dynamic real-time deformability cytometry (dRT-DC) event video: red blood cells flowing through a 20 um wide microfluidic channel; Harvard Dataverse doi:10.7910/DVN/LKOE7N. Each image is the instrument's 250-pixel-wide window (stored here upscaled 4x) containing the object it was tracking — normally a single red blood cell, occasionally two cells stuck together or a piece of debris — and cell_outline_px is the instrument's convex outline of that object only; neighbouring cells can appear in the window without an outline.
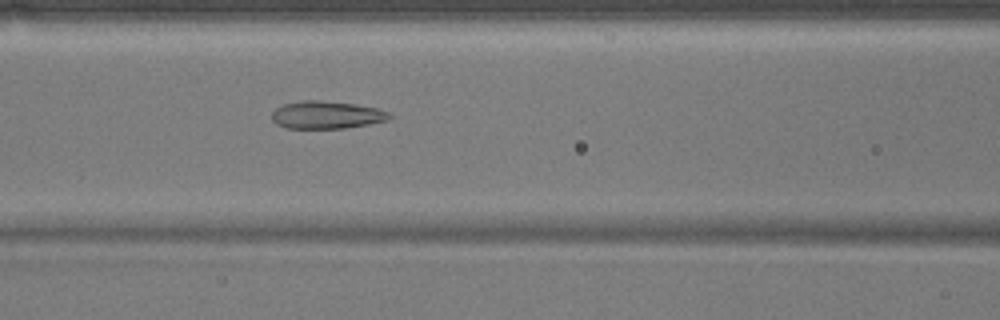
{"species": "common noctule bat (a hibernating species)", "species_latin": "Nyctalus noctula", "temperature_condition": "warm", "stored_images_in_passage": 42, "camera_frame_rate_fps": 3000, "um_per_image_px": 0.085, "animal": {"sex": "male", "body_mass_g": 17.9}, "frame": {"image": 1, "passage_image": 11, "time_ms": 3.333, "image_size_px": [1000, 320], "cell_outline_px": [[392, 116], [388, 120], [368, 124], [344, 128], [284, 128], [276, 124], [272, 120], [272, 112], [276, 108], [284, 104], [304, 100], [320, 100], [356, 104], [376, 108], [388, 112]], "centroid_in_image_um": [27.73, 9.77], "position_along_channel_um": 138.9, "area_um2": 18.9}}
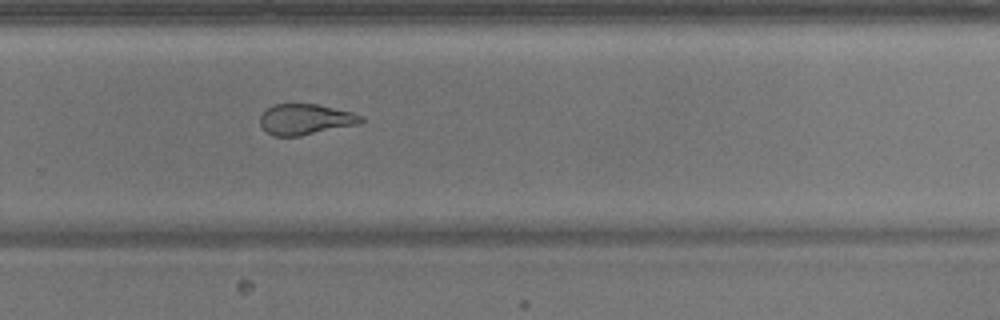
{"frame": {"image": 2, "passage_image": 24, "time_ms": 7.667, "image_size_px": [1000, 320], "cell_outline_px": [[364, 120], [356, 124], [300, 136], [272, 136], [260, 124], [260, 116], [272, 104], [316, 104], [352, 112], [364, 116]], "centroid_in_image_um": [25.95, 10.14], "position_along_channel_um": 303.9, "area_um2": 17.86}}
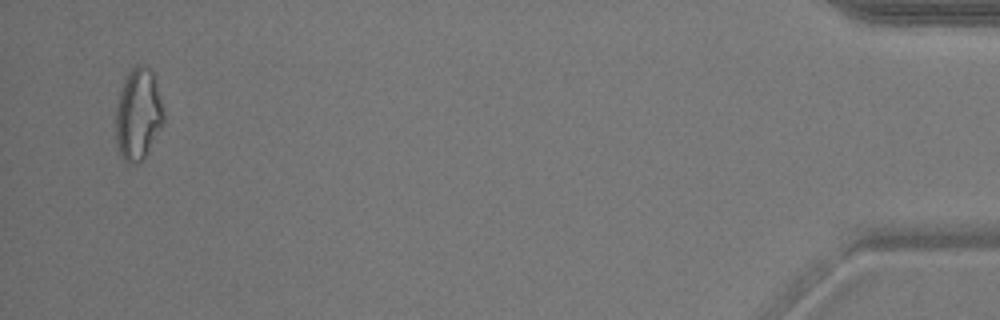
{"frame": {"image": 3, "passage_image": 40, "time_ms": 13.0, "image_size_px": [1000, 320], "cell_outline_px": [[164, 120], [144, 160], [136, 164], [128, 164], [124, 160], [116, 144], [116, 104], [124, 80], [128, 72], [132, 68], [140, 64], [144, 64], [152, 72], [164, 112]], "centroid_in_image_um": [11.73, 9.75], "position_along_channel_um": 423.5, "area_um2": 25.43}, "authors_computed_cell_mechanics": {"area_um2": 20.2878, "velocity_mm_per_s": 3.8248, "shape_relaxation_time_tau1_ms": null, "shape_relaxation_time_tau2_ms": 1.8843, "deformation_change_tau1": null, "deformation_change_tau2": 0.0997}}